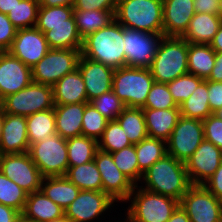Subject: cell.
Masks as SVG:
<instances>
[{
	"mask_svg": "<svg viewBox=\"0 0 222 222\" xmlns=\"http://www.w3.org/2000/svg\"><path fill=\"white\" fill-rule=\"evenodd\" d=\"M28 193L0 171V204L23 212Z\"/></svg>",
	"mask_w": 222,
	"mask_h": 222,
	"instance_id": "cell-40",
	"label": "cell"
},
{
	"mask_svg": "<svg viewBox=\"0 0 222 222\" xmlns=\"http://www.w3.org/2000/svg\"><path fill=\"white\" fill-rule=\"evenodd\" d=\"M154 82L150 68L125 66L114 69L112 90L126 107L142 108Z\"/></svg>",
	"mask_w": 222,
	"mask_h": 222,
	"instance_id": "cell-6",
	"label": "cell"
},
{
	"mask_svg": "<svg viewBox=\"0 0 222 222\" xmlns=\"http://www.w3.org/2000/svg\"><path fill=\"white\" fill-rule=\"evenodd\" d=\"M26 117L3 113L0 153L13 154L29 151Z\"/></svg>",
	"mask_w": 222,
	"mask_h": 222,
	"instance_id": "cell-21",
	"label": "cell"
},
{
	"mask_svg": "<svg viewBox=\"0 0 222 222\" xmlns=\"http://www.w3.org/2000/svg\"><path fill=\"white\" fill-rule=\"evenodd\" d=\"M203 79L187 73L167 83L168 89L175 103L180 106L195 91Z\"/></svg>",
	"mask_w": 222,
	"mask_h": 222,
	"instance_id": "cell-43",
	"label": "cell"
},
{
	"mask_svg": "<svg viewBox=\"0 0 222 222\" xmlns=\"http://www.w3.org/2000/svg\"><path fill=\"white\" fill-rule=\"evenodd\" d=\"M80 190L102 191V178L94 160L79 166L69 167L65 175Z\"/></svg>",
	"mask_w": 222,
	"mask_h": 222,
	"instance_id": "cell-35",
	"label": "cell"
},
{
	"mask_svg": "<svg viewBox=\"0 0 222 222\" xmlns=\"http://www.w3.org/2000/svg\"><path fill=\"white\" fill-rule=\"evenodd\" d=\"M132 145L148 137L142 108L126 107L116 118Z\"/></svg>",
	"mask_w": 222,
	"mask_h": 222,
	"instance_id": "cell-33",
	"label": "cell"
},
{
	"mask_svg": "<svg viewBox=\"0 0 222 222\" xmlns=\"http://www.w3.org/2000/svg\"><path fill=\"white\" fill-rule=\"evenodd\" d=\"M15 6V0H0V12L8 14Z\"/></svg>",
	"mask_w": 222,
	"mask_h": 222,
	"instance_id": "cell-57",
	"label": "cell"
},
{
	"mask_svg": "<svg viewBox=\"0 0 222 222\" xmlns=\"http://www.w3.org/2000/svg\"><path fill=\"white\" fill-rule=\"evenodd\" d=\"M148 137L167 141L180 117V107L170 109L142 108Z\"/></svg>",
	"mask_w": 222,
	"mask_h": 222,
	"instance_id": "cell-24",
	"label": "cell"
},
{
	"mask_svg": "<svg viewBox=\"0 0 222 222\" xmlns=\"http://www.w3.org/2000/svg\"><path fill=\"white\" fill-rule=\"evenodd\" d=\"M131 142L117 120L108 122L102 137L98 140V149L113 153L131 146Z\"/></svg>",
	"mask_w": 222,
	"mask_h": 222,
	"instance_id": "cell-38",
	"label": "cell"
},
{
	"mask_svg": "<svg viewBox=\"0 0 222 222\" xmlns=\"http://www.w3.org/2000/svg\"><path fill=\"white\" fill-rule=\"evenodd\" d=\"M195 13L218 15L219 0H193Z\"/></svg>",
	"mask_w": 222,
	"mask_h": 222,
	"instance_id": "cell-51",
	"label": "cell"
},
{
	"mask_svg": "<svg viewBox=\"0 0 222 222\" xmlns=\"http://www.w3.org/2000/svg\"><path fill=\"white\" fill-rule=\"evenodd\" d=\"M207 80L222 82V52H216L215 64Z\"/></svg>",
	"mask_w": 222,
	"mask_h": 222,
	"instance_id": "cell-53",
	"label": "cell"
},
{
	"mask_svg": "<svg viewBox=\"0 0 222 222\" xmlns=\"http://www.w3.org/2000/svg\"><path fill=\"white\" fill-rule=\"evenodd\" d=\"M118 0H74V10H105L115 11Z\"/></svg>",
	"mask_w": 222,
	"mask_h": 222,
	"instance_id": "cell-48",
	"label": "cell"
},
{
	"mask_svg": "<svg viewBox=\"0 0 222 222\" xmlns=\"http://www.w3.org/2000/svg\"><path fill=\"white\" fill-rule=\"evenodd\" d=\"M120 222H131V221H130V219L127 217V218H126V221L124 220V221H120Z\"/></svg>",
	"mask_w": 222,
	"mask_h": 222,
	"instance_id": "cell-62",
	"label": "cell"
},
{
	"mask_svg": "<svg viewBox=\"0 0 222 222\" xmlns=\"http://www.w3.org/2000/svg\"><path fill=\"white\" fill-rule=\"evenodd\" d=\"M208 101L212 114L222 108V82L208 80Z\"/></svg>",
	"mask_w": 222,
	"mask_h": 222,
	"instance_id": "cell-49",
	"label": "cell"
},
{
	"mask_svg": "<svg viewBox=\"0 0 222 222\" xmlns=\"http://www.w3.org/2000/svg\"><path fill=\"white\" fill-rule=\"evenodd\" d=\"M28 153L43 177L66 175L69 168L67 142L58 134L31 144Z\"/></svg>",
	"mask_w": 222,
	"mask_h": 222,
	"instance_id": "cell-7",
	"label": "cell"
},
{
	"mask_svg": "<svg viewBox=\"0 0 222 222\" xmlns=\"http://www.w3.org/2000/svg\"><path fill=\"white\" fill-rule=\"evenodd\" d=\"M77 68L85 83L88 102L112 90L113 68L85 58L82 55L78 61Z\"/></svg>",
	"mask_w": 222,
	"mask_h": 222,
	"instance_id": "cell-19",
	"label": "cell"
},
{
	"mask_svg": "<svg viewBox=\"0 0 222 222\" xmlns=\"http://www.w3.org/2000/svg\"><path fill=\"white\" fill-rule=\"evenodd\" d=\"M177 107L178 105L173 100L167 84L154 82L142 108L170 109Z\"/></svg>",
	"mask_w": 222,
	"mask_h": 222,
	"instance_id": "cell-45",
	"label": "cell"
},
{
	"mask_svg": "<svg viewBox=\"0 0 222 222\" xmlns=\"http://www.w3.org/2000/svg\"><path fill=\"white\" fill-rule=\"evenodd\" d=\"M29 144L40 142L56 134L55 110H44L26 117Z\"/></svg>",
	"mask_w": 222,
	"mask_h": 222,
	"instance_id": "cell-30",
	"label": "cell"
},
{
	"mask_svg": "<svg viewBox=\"0 0 222 222\" xmlns=\"http://www.w3.org/2000/svg\"><path fill=\"white\" fill-rule=\"evenodd\" d=\"M167 222H191L187 213L179 205Z\"/></svg>",
	"mask_w": 222,
	"mask_h": 222,
	"instance_id": "cell-54",
	"label": "cell"
},
{
	"mask_svg": "<svg viewBox=\"0 0 222 222\" xmlns=\"http://www.w3.org/2000/svg\"><path fill=\"white\" fill-rule=\"evenodd\" d=\"M163 35L123 27L125 66L150 68Z\"/></svg>",
	"mask_w": 222,
	"mask_h": 222,
	"instance_id": "cell-11",
	"label": "cell"
},
{
	"mask_svg": "<svg viewBox=\"0 0 222 222\" xmlns=\"http://www.w3.org/2000/svg\"><path fill=\"white\" fill-rule=\"evenodd\" d=\"M215 55L210 44L188 43V72L207 80L215 64Z\"/></svg>",
	"mask_w": 222,
	"mask_h": 222,
	"instance_id": "cell-29",
	"label": "cell"
},
{
	"mask_svg": "<svg viewBox=\"0 0 222 222\" xmlns=\"http://www.w3.org/2000/svg\"><path fill=\"white\" fill-rule=\"evenodd\" d=\"M194 15L193 0H163V36L182 37Z\"/></svg>",
	"mask_w": 222,
	"mask_h": 222,
	"instance_id": "cell-20",
	"label": "cell"
},
{
	"mask_svg": "<svg viewBox=\"0 0 222 222\" xmlns=\"http://www.w3.org/2000/svg\"><path fill=\"white\" fill-rule=\"evenodd\" d=\"M0 171L28 194L41 188L43 176L28 152L1 154Z\"/></svg>",
	"mask_w": 222,
	"mask_h": 222,
	"instance_id": "cell-12",
	"label": "cell"
},
{
	"mask_svg": "<svg viewBox=\"0 0 222 222\" xmlns=\"http://www.w3.org/2000/svg\"><path fill=\"white\" fill-rule=\"evenodd\" d=\"M2 123H3V110L0 106V136H1Z\"/></svg>",
	"mask_w": 222,
	"mask_h": 222,
	"instance_id": "cell-60",
	"label": "cell"
},
{
	"mask_svg": "<svg viewBox=\"0 0 222 222\" xmlns=\"http://www.w3.org/2000/svg\"><path fill=\"white\" fill-rule=\"evenodd\" d=\"M40 6L53 7V6H73L74 0H37Z\"/></svg>",
	"mask_w": 222,
	"mask_h": 222,
	"instance_id": "cell-55",
	"label": "cell"
},
{
	"mask_svg": "<svg viewBox=\"0 0 222 222\" xmlns=\"http://www.w3.org/2000/svg\"><path fill=\"white\" fill-rule=\"evenodd\" d=\"M203 126L204 139L222 150V120L212 114L203 120Z\"/></svg>",
	"mask_w": 222,
	"mask_h": 222,
	"instance_id": "cell-46",
	"label": "cell"
},
{
	"mask_svg": "<svg viewBox=\"0 0 222 222\" xmlns=\"http://www.w3.org/2000/svg\"><path fill=\"white\" fill-rule=\"evenodd\" d=\"M109 120L106 119L94 106L85 103V110L82 119V135L96 139L102 137Z\"/></svg>",
	"mask_w": 222,
	"mask_h": 222,
	"instance_id": "cell-42",
	"label": "cell"
},
{
	"mask_svg": "<svg viewBox=\"0 0 222 222\" xmlns=\"http://www.w3.org/2000/svg\"><path fill=\"white\" fill-rule=\"evenodd\" d=\"M39 6L37 0H15V6L7 14L8 19L17 29L35 27Z\"/></svg>",
	"mask_w": 222,
	"mask_h": 222,
	"instance_id": "cell-37",
	"label": "cell"
},
{
	"mask_svg": "<svg viewBox=\"0 0 222 222\" xmlns=\"http://www.w3.org/2000/svg\"><path fill=\"white\" fill-rule=\"evenodd\" d=\"M218 16L222 20V0H219Z\"/></svg>",
	"mask_w": 222,
	"mask_h": 222,
	"instance_id": "cell-59",
	"label": "cell"
},
{
	"mask_svg": "<svg viewBox=\"0 0 222 222\" xmlns=\"http://www.w3.org/2000/svg\"><path fill=\"white\" fill-rule=\"evenodd\" d=\"M217 199L222 201V161L215 173L203 184Z\"/></svg>",
	"mask_w": 222,
	"mask_h": 222,
	"instance_id": "cell-50",
	"label": "cell"
},
{
	"mask_svg": "<svg viewBox=\"0 0 222 222\" xmlns=\"http://www.w3.org/2000/svg\"><path fill=\"white\" fill-rule=\"evenodd\" d=\"M40 190L64 210L77 198L80 192V189L66 176L43 177Z\"/></svg>",
	"mask_w": 222,
	"mask_h": 222,
	"instance_id": "cell-28",
	"label": "cell"
},
{
	"mask_svg": "<svg viewBox=\"0 0 222 222\" xmlns=\"http://www.w3.org/2000/svg\"><path fill=\"white\" fill-rule=\"evenodd\" d=\"M48 222H70V221L64 216V217H61L59 219L51 220V221H48Z\"/></svg>",
	"mask_w": 222,
	"mask_h": 222,
	"instance_id": "cell-58",
	"label": "cell"
},
{
	"mask_svg": "<svg viewBox=\"0 0 222 222\" xmlns=\"http://www.w3.org/2000/svg\"><path fill=\"white\" fill-rule=\"evenodd\" d=\"M115 11L74 10L76 27L82 40L97 30L106 27L115 19Z\"/></svg>",
	"mask_w": 222,
	"mask_h": 222,
	"instance_id": "cell-31",
	"label": "cell"
},
{
	"mask_svg": "<svg viewBox=\"0 0 222 222\" xmlns=\"http://www.w3.org/2000/svg\"><path fill=\"white\" fill-rule=\"evenodd\" d=\"M219 119L222 120V108L214 113Z\"/></svg>",
	"mask_w": 222,
	"mask_h": 222,
	"instance_id": "cell-61",
	"label": "cell"
},
{
	"mask_svg": "<svg viewBox=\"0 0 222 222\" xmlns=\"http://www.w3.org/2000/svg\"><path fill=\"white\" fill-rule=\"evenodd\" d=\"M21 213L16 209L0 204V222H20Z\"/></svg>",
	"mask_w": 222,
	"mask_h": 222,
	"instance_id": "cell-52",
	"label": "cell"
},
{
	"mask_svg": "<svg viewBox=\"0 0 222 222\" xmlns=\"http://www.w3.org/2000/svg\"><path fill=\"white\" fill-rule=\"evenodd\" d=\"M45 35L50 49H82L76 24L35 25Z\"/></svg>",
	"mask_w": 222,
	"mask_h": 222,
	"instance_id": "cell-27",
	"label": "cell"
},
{
	"mask_svg": "<svg viewBox=\"0 0 222 222\" xmlns=\"http://www.w3.org/2000/svg\"><path fill=\"white\" fill-rule=\"evenodd\" d=\"M180 116L205 120L212 115L208 101V80H203L180 106Z\"/></svg>",
	"mask_w": 222,
	"mask_h": 222,
	"instance_id": "cell-32",
	"label": "cell"
},
{
	"mask_svg": "<svg viewBox=\"0 0 222 222\" xmlns=\"http://www.w3.org/2000/svg\"><path fill=\"white\" fill-rule=\"evenodd\" d=\"M115 201L103 191L80 190L77 198L64 210L70 222H90L113 207Z\"/></svg>",
	"mask_w": 222,
	"mask_h": 222,
	"instance_id": "cell-16",
	"label": "cell"
},
{
	"mask_svg": "<svg viewBox=\"0 0 222 222\" xmlns=\"http://www.w3.org/2000/svg\"><path fill=\"white\" fill-rule=\"evenodd\" d=\"M123 26L114 19L83 39L81 55L113 69L125 67Z\"/></svg>",
	"mask_w": 222,
	"mask_h": 222,
	"instance_id": "cell-2",
	"label": "cell"
},
{
	"mask_svg": "<svg viewBox=\"0 0 222 222\" xmlns=\"http://www.w3.org/2000/svg\"><path fill=\"white\" fill-rule=\"evenodd\" d=\"M188 42L182 37L163 36L150 66L155 82L169 83L188 72Z\"/></svg>",
	"mask_w": 222,
	"mask_h": 222,
	"instance_id": "cell-4",
	"label": "cell"
},
{
	"mask_svg": "<svg viewBox=\"0 0 222 222\" xmlns=\"http://www.w3.org/2000/svg\"><path fill=\"white\" fill-rule=\"evenodd\" d=\"M52 87L54 105L88 103L85 83L78 68L62 77Z\"/></svg>",
	"mask_w": 222,
	"mask_h": 222,
	"instance_id": "cell-23",
	"label": "cell"
},
{
	"mask_svg": "<svg viewBox=\"0 0 222 222\" xmlns=\"http://www.w3.org/2000/svg\"><path fill=\"white\" fill-rule=\"evenodd\" d=\"M221 161L222 150L204 139L185 162L191 184L203 185L219 168Z\"/></svg>",
	"mask_w": 222,
	"mask_h": 222,
	"instance_id": "cell-15",
	"label": "cell"
},
{
	"mask_svg": "<svg viewBox=\"0 0 222 222\" xmlns=\"http://www.w3.org/2000/svg\"><path fill=\"white\" fill-rule=\"evenodd\" d=\"M76 24L73 6H39L36 25Z\"/></svg>",
	"mask_w": 222,
	"mask_h": 222,
	"instance_id": "cell-41",
	"label": "cell"
},
{
	"mask_svg": "<svg viewBox=\"0 0 222 222\" xmlns=\"http://www.w3.org/2000/svg\"><path fill=\"white\" fill-rule=\"evenodd\" d=\"M3 113L29 116L39 111L54 108L53 87L31 82L19 92L10 94L0 101Z\"/></svg>",
	"mask_w": 222,
	"mask_h": 222,
	"instance_id": "cell-8",
	"label": "cell"
},
{
	"mask_svg": "<svg viewBox=\"0 0 222 222\" xmlns=\"http://www.w3.org/2000/svg\"><path fill=\"white\" fill-rule=\"evenodd\" d=\"M144 189L173 198L180 202L192 186L185 163L169 154L156 161L143 173ZM146 187V188H145Z\"/></svg>",
	"mask_w": 222,
	"mask_h": 222,
	"instance_id": "cell-1",
	"label": "cell"
},
{
	"mask_svg": "<svg viewBox=\"0 0 222 222\" xmlns=\"http://www.w3.org/2000/svg\"><path fill=\"white\" fill-rule=\"evenodd\" d=\"M49 50L50 47L44 33L36 27H32L17 30L8 52L32 68Z\"/></svg>",
	"mask_w": 222,
	"mask_h": 222,
	"instance_id": "cell-17",
	"label": "cell"
},
{
	"mask_svg": "<svg viewBox=\"0 0 222 222\" xmlns=\"http://www.w3.org/2000/svg\"><path fill=\"white\" fill-rule=\"evenodd\" d=\"M179 205L191 222H222V201L203 185H192Z\"/></svg>",
	"mask_w": 222,
	"mask_h": 222,
	"instance_id": "cell-13",
	"label": "cell"
},
{
	"mask_svg": "<svg viewBox=\"0 0 222 222\" xmlns=\"http://www.w3.org/2000/svg\"><path fill=\"white\" fill-rule=\"evenodd\" d=\"M56 134L63 139L82 135L85 103L54 105Z\"/></svg>",
	"mask_w": 222,
	"mask_h": 222,
	"instance_id": "cell-25",
	"label": "cell"
},
{
	"mask_svg": "<svg viewBox=\"0 0 222 222\" xmlns=\"http://www.w3.org/2000/svg\"><path fill=\"white\" fill-rule=\"evenodd\" d=\"M65 216V211L39 191L28 194L21 213L22 222H48Z\"/></svg>",
	"mask_w": 222,
	"mask_h": 222,
	"instance_id": "cell-22",
	"label": "cell"
},
{
	"mask_svg": "<svg viewBox=\"0 0 222 222\" xmlns=\"http://www.w3.org/2000/svg\"><path fill=\"white\" fill-rule=\"evenodd\" d=\"M221 23L218 15L195 13L182 38L188 43L210 44Z\"/></svg>",
	"mask_w": 222,
	"mask_h": 222,
	"instance_id": "cell-26",
	"label": "cell"
},
{
	"mask_svg": "<svg viewBox=\"0 0 222 222\" xmlns=\"http://www.w3.org/2000/svg\"><path fill=\"white\" fill-rule=\"evenodd\" d=\"M210 46L215 52H222V23L213 40L210 42Z\"/></svg>",
	"mask_w": 222,
	"mask_h": 222,
	"instance_id": "cell-56",
	"label": "cell"
},
{
	"mask_svg": "<svg viewBox=\"0 0 222 222\" xmlns=\"http://www.w3.org/2000/svg\"><path fill=\"white\" fill-rule=\"evenodd\" d=\"M166 144L165 140L152 137L135 144L138 166L142 173L167 154Z\"/></svg>",
	"mask_w": 222,
	"mask_h": 222,
	"instance_id": "cell-36",
	"label": "cell"
},
{
	"mask_svg": "<svg viewBox=\"0 0 222 222\" xmlns=\"http://www.w3.org/2000/svg\"><path fill=\"white\" fill-rule=\"evenodd\" d=\"M130 200L132 203L126 215L131 222H167L179 206V201L150 192L142 186L138 189L137 185L134 186L127 201Z\"/></svg>",
	"mask_w": 222,
	"mask_h": 222,
	"instance_id": "cell-5",
	"label": "cell"
},
{
	"mask_svg": "<svg viewBox=\"0 0 222 222\" xmlns=\"http://www.w3.org/2000/svg\"><path fill=\"white\" fill-rule=\"evenodd\" d=\"M114 17L123 27L163 35V0H118Z\"/></svg>",
	"mask_w": 222,
	"mask_h": 222,
	"instance_id": "cell-3",
	"label": "cell"
},
{
	"mask_svg": "<svg viewBox=\"0 0 222 222\" xmlns=\"http://www.w3.org/2000/svg\"><path fill=\"white\" fill-rule=\"evenodd\" d=\"M111 154L116 167L137 185V181H141L143 173L139 170L135 145Z\"/></svg>",
	"mask_w": 222,
	"mask_h": 222,
	"instance_id": "cell-39",
	"label": "cell"
},
{
	"mask_svg": "<svg viewBox=\"0 0 222 222\" xmlns=\"http://www.w3.org/2000/svg\"><path fill=\"white\" fill-rule=\"evenodd\" d=\"M90 103L109 121L116 120L119 114L126 108L113 90L103 93L91 100Z\"/></svg>",
	"mask_w": 222,
	"mask_h": 222,
	"instance_id": "cell-44",
	"label": "cell"
},
{
	"mask_svg": "<svg viewBox=\"0 0 222 222\" xmlns=\"http://www.w3.org/2000/svg\"><path fill=\"white\" fill-rule=\"evenodd\" d=\"M68 149V166L74 167L94 160L98 150V141L84 135L75 136L66 140Z\"/></svg>",
	"mask_w": 222,
	"mask_h": 222,
	"instance_id": "cell-34",
	"label": "cell"
},
{
	"mask_svg": "<svg viewBox=\"0 0 222 222\" xmlns=\"http://www.w3.org/2000/svg\"><path fill=\"white\" fill-rule=\"evenodd\" d=\"M94 161L101 174L102 191L114 201H127L135 184L115 165L111 153L97 150Z\"/></svg>",
	"mask_w": 222,
	"mask_h": 222,
	"instance_id": "cell-14",
	"label": "cell"
},
{
	"mask_svg": "<svg viewBox=\"0 0 222 222\" xmlns=\"http://www.w3.org/2000/svg\"><path fill=\"white\" fill-rule=\"evenodd\" d=\"M204 140L203 121L180 116L167 142V154L185 163Z\"/></svg>",
	"mask_w": 222,
	"mask_h": 222,
	"instance_id": "cell-10",
	"label": "cell"
},
{
	"mask_svg": "<svg viewBox=\"0 0 222 222\" xmlns=\"http://www.w3.org/2000/svg\"><path fill=\"white\" fill-rule=\"evenodd\" d=\"M17 28L6 14L0 12V52L8 51L17 33Z\"/></svg>",
	"mask_w": 222,
	"mask_h": 222,
	"instance_id": "cell-47",
	"label": "cell"
},
{
	"mask_svg": "<svg viewBox=\"0 0 222 222\" xmlns=\"http://www.w3.org/2000/svg\"><path fill=\"white\" fill-rule=\"evenodd\" d=\"M32 82L31 67L12 56L8 51L0 52V101L19 92Z\"/></svg>",
	"mask_w": 222,
	"mask_h": 222,
	"instance_id": "cell-18",
	"label": "cell"
},
{
	"mask_svg": "<svg viewBox=\"0 0 222 222\" xmlns=\"http://www.w3.org/2000/svg\"><path fill=\"white\" fill-rule=\"evenodd\" d=\"M81 49H50L32 68V81L53 86L62 77L77 69Z\"/></svg>",
	"mask_w": 222,
	"mask_h": 222,
	"instance_id": "cell-9",
	"label": "cell"
}]
</instances>
